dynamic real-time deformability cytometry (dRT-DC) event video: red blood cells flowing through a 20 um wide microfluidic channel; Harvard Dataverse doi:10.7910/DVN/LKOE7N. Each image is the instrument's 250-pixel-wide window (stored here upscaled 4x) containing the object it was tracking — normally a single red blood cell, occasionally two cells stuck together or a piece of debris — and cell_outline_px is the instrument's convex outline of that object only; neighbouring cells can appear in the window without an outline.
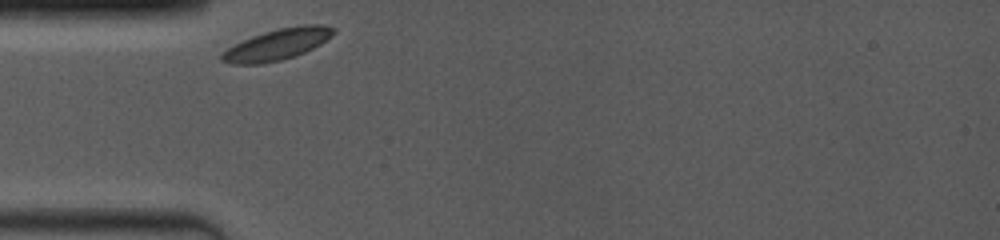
{"species": "common noctule bat (a hibernating species)", "species_latin": "Nyctalus noctula", "temperature_condition": "room temperature", "stored_images_in_passage": 36, "camera_frame_rate_fps": 4000, "um_per_image_px": 0.085, "animal": {"sex": "female", "body_mass_g": 19.0, "forearm_length_mm": 53.3}, "frame": {"image": 1, "passage_image": 1, "time_ms": 0.0, "image_size_px": [1000, 240], "cell_outline_px": [[336, 32], [332, 36], [320, 44], [304, 52], [280, 60], [260, 64], [232, 64], [220, 60], [220, 56], [228, 48], [252, 36], [264, 32], [280, 28], [304, 24], [324, 24], [336, 28]], "centroid_in_image_um": [23.61, 3.76], "position_along_channel_um": 61.4, "area_um2": 20.06}}
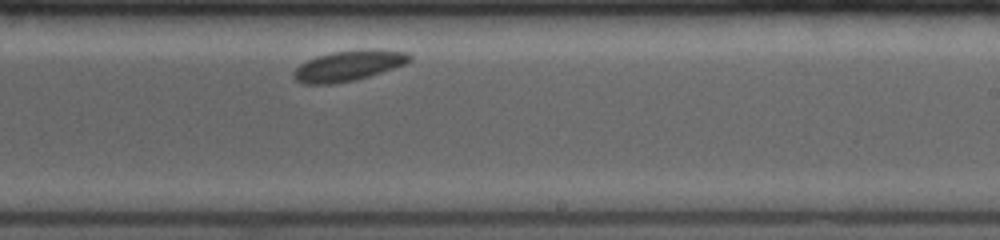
{"frame": {"image": 2, "passage_image": 20, "time_ms": 5.5, "image_size_px": [1000, 240], "cell_outline_px": [[412, 60], [404, 64], [368, 76], [352, 80], [332, 84], [304, 84], [296, 80], [292, 76], [292, 72], [300, 64], [316, 56], [332, 52], [360, 48], [376, 48], [408, 52], [412, 56]], "centroid_in_image_um": [29.63, 5.55], "position_along_channel_um": 259.4, "area_um2": 20.75}}
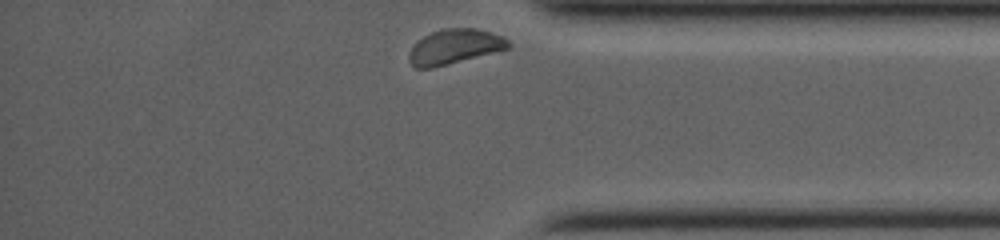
{"frame": {"image": 3, "passage_image": 36, "time_ms": 9.25, "image_size_px": [1000, 240], "cell_outline_px": [[512, 48], [432, 68], [416, 68], [408, 60], [408, 52], [424, 36], [440, 28], [476, 28], [504, 36], [512, 44]], "centroid_in_image_um": [38.69, 3.96], "position_along_channel_um": 396.5, "area_um2": 20.23}}